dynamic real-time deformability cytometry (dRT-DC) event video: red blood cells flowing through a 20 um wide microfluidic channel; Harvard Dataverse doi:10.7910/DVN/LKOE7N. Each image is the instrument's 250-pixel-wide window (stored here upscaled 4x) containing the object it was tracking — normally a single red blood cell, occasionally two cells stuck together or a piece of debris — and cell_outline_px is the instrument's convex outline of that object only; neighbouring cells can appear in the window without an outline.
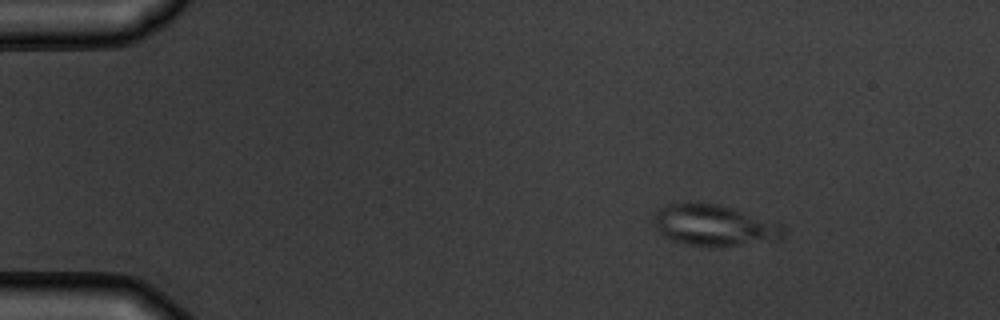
{"species": "common noctule bat (a hibernating species)", "species_latin": "Nyctalus noctula", "temperature_condition": "warm", "stored_images_in_passage": 6, "camera_frame_rate_fps": 3000, "um_per_image_px": 0.085, "animal": {"sex": "male", "body_mass_g": 19.5, "forearm_length_mm": 54.6}, "frame": {"image": 1, "passage_image": 1, "time_ms": 0.0, "image_size_px": [1000, 320], "cell_outline_px": [[784, 236], [780, 240], [720, 248], [688, 244], [672, 240], [664, 236], [652, 224], [652, 216], [660, 208], [668, 204], [692, 200], [720, 204], [784, 224]], "centroid_in_image_um": [60.71, 19.14], "position_along_channel_um": 24.3, "area_um2": 32.19}}
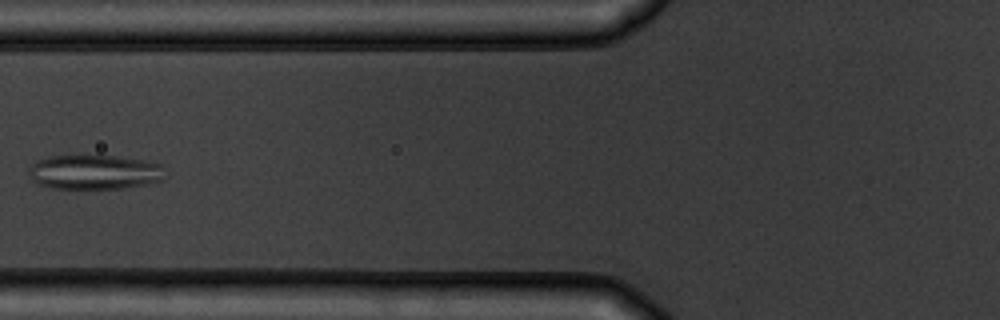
{"frame": {"image": 2, "passage_image": 5, "time_ms": 4.667, "image_size_px": [1000, 320], "cell_outline_px": [[164, 180], [124, 188], [52, 188], [40, 184], [32, 180], [28, 172], [28, 168], [36, 160], [48, 156], [116, 156], [140, 160], [160, 164]], "centroid_in_image_um": [7.97, 14.63], "position_along_channel_um": 117.8, "area_um2": 27.11}}